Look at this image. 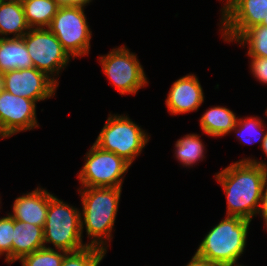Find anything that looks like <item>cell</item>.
<instances>
[{"label": "cell", "mask_w": 267, "mask_h": 266, "mask_svg": "<svg viewBox=\"0 0 267 266\" xmlns=\"http://www.w3.org/2000/svg\"><path fill=\"white\" fill-rule=\"evenodd\" d=\"M43 247V227L14 219L12 262Z\"/></svg>", "instance_id": "obj_15"}, {"label": "cell", "mask_w": 267, "mask_h": 266, "mask_svg": "<svg viewBox=\"0 0 267 266\" xmlns=\"http://www.w3.org/2000/svg\"><path fill=\"white\" fill-rule=\"evenodd\" d=\"M14 231V218L9 214L7 217L0 218V255L6 252L8 263H12V240Z\"/></svg>", "instance_id": "obj_24"}, {"label": "cell", "mask_w": 267, "mask_h": 266, "mask_svg": "<svg viewBox=\"0 0 267 266\" xmlns=\"http://www.w3.org/2000/svg\"><path fill=\"white\" fill-rule=\"evenodd\" d=\"M30 26L27 23L22 2L0 0V34L23 37ZM27 30V31H26Z\"/></svg>", "instance_id": "obj_17"}, {"label": "cell", "mask_w": 267, "mask_h": 266, "mask_svg": "<svg viewBox=\"0 0 267 266\" xmlns=\"http://www.w3.org/2000/svg\"><path fill=\"white\" fill-rule=\"evenodd\" d=\"M48 207L49 193L36 188L33 192L16 198L13 204L14 214L11 216L15 220L44 227Z\"/></svg>", "instance_id": "obj_14"}, {"label": "cell", "mask_w": 267, "mask_h": 266, "mask_svg": "<svg viewBox=\"0 0 267 266\" xmlns=\"http://www.w3.org/2000/svg\"><path fill=\"white\" fill-rule=\"evenodd\" d=\"M251 70L254 76L261 82L267 83V58L251 57Z\"/></svg>", "instance_id": "obj_26"}, {"label": "cell", "mask_w": 267, "mask_h": 266, "mask_svg": "<svg viewBox=\"0 0 267 266\" xmlns=\"http://www.w3.org/2000/svg\"><path fill=\"white\" fill-rule=\"evenodd\" d=\"M22 5L31 29L48 28L61 6L56 0H25Z\"/></svg>", "instance_id": "obj_19"}, {"label": "cell", "mask_w": 267, "mask_h": 266, "mask_svg": "<svg viewBox=\"0 0 267 266\" xmlns=\"http://www.w3.org/2000/svg\"><path fill=\"white\" fill-rule=\"evenodd\" d=\"M203 101V91L198 78L187 75L173 83L166 105L172 114H182L197 110Z\"/></svg>", "instance_id": "obj_13"}, {"label": "cell", "mask_w": 267, "mask_h": 266, "mask_svg": "<svg viewBox=\"0 0 267 266\" xmlns=\"http://www.w3.org/2000/svg\"><path fill=\"white\" fill-rule=\"evenodd\" d=\"M222 23L225 41L237 40L256 25L267 27V0H227Z\"/></svg>", "instance_id": "obj_10"}, {"label": "cell", "mask_w": 267, "mask_h": 266, "mask_svg": "<svg viewBox=\"0 0 267 266\" xmlns=\"http://www.w3.org/2000/svg\"><path fill=\"white\" fill-rule=\"evenodd\" d=\"M36 101L15 96L7 91L0 93V137L38 127Z\"/></svg>", "instance_id": "obj_11"}, {"label": "cell", "mask_w": 267, "mask_h": 266, "mask_svg": "<svg viewBox=\"0 0 267 266\" xmlns=\"http://www.w3.org/2000/svg\"><path fill=\"white\" fill-rule=\"evenodd\" d=\"M5 90V75L0 71V93Z\"/></svg>", "instance_id": "obj_30"}, {"label": "cell", "mask_w": 267, "mask_h": 266, "mask_svg": "<svg viewBox=\"0 0 267 266\" xmlns=\"http://www.w3.org/2000/svg\"><path fill=\"white\" fill-rule=\"evenodd\" d=\"M237 118L226 107H213L207 110L200 119L202 131L210 136H224L236 131Z\"/></svg>", "instance_id": "obj_18"}, {"label": "cell", "mask_w": 267, "mask_h": 266, "mask_svg": "<svg viewBox=\"0 0 267 266\" xmlns=\"http://www.w3.org/2000/svg\"><path fill=\"white\" fill-rule=\"evenodd\" d=\"M4 75L5 91L36 102L50 98L58 86L57 80L34 67L9 71Z\"/></svg>", "instance_id": "obj_12"}, {"label": "cell", "mask_w": 267, "mask_h": 266, "mask_svg": "<svg viewBox=\"0 0 267 266\" xmlns=\"http://www.w3.org/2000/svg\"><path fill=\"white\" fill-rule=\"evenodd\" d=\"M61 6H66V5H78V4H83L86 5L89 3L91 0H56Z\"/></svg>", "instance_id": "obj_29"}, {"label": "cell", "mask_w": 267, "mask_h": 266, "mask_svg": "<svg viewBox=\"0 0 267 266\" xmlns=\"http://www.w3.org/2000/svg\"><path fill=\"white\" fill-rule=\"evenodd\" d=\"M109 116L95 144L115 153L131 165L146 145L148 137L127 116Z\"/></svg>", "instance_id": "obj_5"}, {"label": "cell", "mask_w": 267, "mask_h": 266, "mask_svg": "<svg viewBox=\"0 0 267 266\" xmlns=\"http://www.w3.org/2000/svg\"><path fill=\"white\" fill-rule=\"evenodd\" d=\"M83 4L60 6L48 29L57 37L70 56L88 53L91 31Z\"/></svg>", "instance_id": "obj_6"}, {"label": "cell", "mask_w": 267, "mask_h": 266, "mask_svg": "<svg viewBox=\"0 0 267 266\" xmlns=\"http://www.w3.org/2000/svg\"><path fill=\"white\" fill-rule=\"evenodd\" d=\"M261 142H262L261 147L263 151L265 152V154L267 155V132L266 134L263 135Z\"/></svg>", "instance_id": "obj_31"}, {"label": "cell", "mask_w": 267, "mask_h": 266, "mask_svg": "<svg viewBox=\"0 0 267 266\" xmlns=\"http://www.w3.org/2000/svg\"><path fill=\"white\" fill-rule=\"evenodd\" d=\"M249 44L248 55L250 57H264L267 58V27L263 25H256L246 30L237 40Z\"/></svg>", "instance_id": "obj_21"}, {"label": "cell", "mask_w": 267, "mask_h": 266, "mask_svg": "<svg viewBox=\"0 0 267 266\" xmlns=\"http://www.w3.org/2000/svg\"><path fill=\"white\" fill-rule=\"evenodd\" d=\"M84 188L85 189H83V192L81 193L83 204L82 212L84 218L83 221L81 220V230H83V226L86 225L85 227L88 237H92L93 239L88 246L98 247L106 250V248L103 246L104 241H102V237L110 239V233L114 226L118 211L121 188Z\"/></svg>", "instance_id": "obj_2"}, {"label": "cell", "mask_w": 267, "mask_h": 266, "mask_svg": "<svg viewBox=\"0 0 267 266\" xmlns=\"http://www.w3.org/2000/svg\"><path fill=\"white\" fill-rule=\"evenodd\" d=\"M61 253L45 246L21 257L19 260L23 266H61L67 252L61 250Z\"/></svg>", "instance_id": "obj_23"}, {"label": "cell", "mask_w": 267, "mask_h": 266, "mask_svg": "<svg viewBox=\"0 0 267 266\" xmlns=\"http://www.w3.org/2000/svg\"><path fill=\"white\" fill-rule=\"evenodd\" d=\"M33 62L22 37H0V71L33 68Z\"/></svg>", "instance_id": "obj_16"}, {"label": "cell", "mask_w": 267, "mask_h": 266, "mask_svg": "<svg viewBox=\"0 0 267 266\" xmlns=\"http://www.w3.org/2000/svg\"><path fill=\"white\" fill-rule=\"evenodd\" d=\"M100 58L104 73L122 95L134 94L147 83L143 68L135 54L130 53L125 47L113 49Z\"/></svg>", "instance_id": "obj_9"}, {"label": "cell", "mask_w": 267, "mask_h": 266, "mask_svg": "<svg viewBox=\"0 0 267 266\" xmlns=\"http://www.w3.org/2000/svg\"><path fill=\"white\" fill-rule=\"evenodd\" d=\"M251 220L227 216L205 236L196 254L219 266H233L244 252Z\"/></svg>", "instance_id": "obj_3"}, {"label": "cell", "mask_w": 267, "mask_h": 266, "mask_svg": "<svg viewBox=\"0 0 267 266\" xmlns=\"http://www.w3.org/2000/svg\"><path fill=\"white\" fill-rule=\"evenodd\" d=\"M86 155V163L78 176L82 186L121 188V176L131 166L127 161L95 143Z\"/></svg>", "instance_id": "obj_7"}, {"label": "cell", "mask_w": 267, "mask_h": 266, "mask_svg": "<svg viewBox=\"0 0 267 266\" xmlns=\"http://www.w3.org/2000/svg\"><path fill=\"white\" fill-rule=\"evenodd\" d=\"M13 1H16V2H24L25 0H13Z\"/></svg>", "instance_id": "obj_32"}, {"label": "cell", "mask_w": 267, "mask_h": 266, "mask_svg": "<svg viewBox=\"0 0 267 266\" xmlns=\"http://www.w3.org/2000/svg\"><path fill=\"white\" fill-rule=\"evenodd\" d=\"M80 211L60 201L49 193V207L43 227L44 244L52 243L58 250L79 251L82 244Z\"/></svg>", "instance_id": "obj_4"}, {"label": "cell", "mask_w": 267, "mask_h": 266, "mask_svg": "<svg viewBox=\"0 0 267 266\" xmlns=\"http://www.w3.org/2000/svg\"><path fill=\"white\" fill-rule=\"evenodd\" d=\"M267 175L265 177L264 183H263V187H262V193H261V201H260V206L258 209L257 213H262V216L265 220V224L267 226ZM266 187V189H265ZM265 189V192H264Z\"/></svg>", "instance_id": "obj_27"}, {"label": "cell", "mask_w": 267, "mask_h": 266, "mask_svg": "<svg viewBox=\"0 0 267 266\" xmlns=\"http://www.w3.org/2000/svg\"><path fill=\"white\" fill-rule=\"evenodd\" d=\"M186 266H219L208 259L198 256L196 253Z\"/></svg>", "instance_id": "obj_28"}, {"label": "cell", "mask_w": 267, "mask_h": 266, "mask_svg": "<svg viewBox=\"0 0 267 266\" xmlns=\"http://www.w3.org/2000/svg\"><path fill=\"white\" fill-rule=\"evenodd\" d=\"M34 68L49 74H57L67 65L70 55L57 37L45 28L30 29L23 37Z\"/></svg>", "instance_id": "obj_8"}, {"label": "cell", "mask_w": 267, "mask_h": 266, "mask_svg": "<svg viewBox=\"0 0 267 266\" xmlns=\"http://www.w3.org/2000/svg\"><path fill=\"white\" fill-rule=\"evenodd\" d=\"M266 175V163L243 159L231 164L215 176L226 193L227 216L252 219L260 206Z\"/></svg>", "instance_id": "obj_1"}, {"label": "cell", "mask_w": 267, "mask_h": 266, "mask_svg": "<svg viewBox=\"0 0 267 266\" xmlns=\"http://www.w3.org/2000/svg\"><path fill=\"white\" fill-rule=\"evenodd\" d=\"M262 121L257 119L256 117L253 118H246L245 120L244 119H239L237 120V123H236V127L235 128H239L237 129V133L238 134V137L240 139H242V141L245 142V144H250V143H253V138H255V141H256V137H257V140L259 141L260 138H261V135L259 133V131L262 129ZM261 128V129H260ZM258 129V130H257ZM247 133L249 134L248 136H246V138L244 137V133ZM259 134V136H257ZM249 137V139H248ZM250 137L252 138L250 140ZM254 141V143H255Z\"/></svg>", "instance_id": "obj_25"}, {"label": "cell", "mask_w": 267, "mask_h": 266, "mask_svg": "<svg viewBox=\"0 0 267 266\" xmlns=\"http://www.w3.org/2000/svg\"><path fill=\"white\" fill-rule=\"evenodd\" d=\"M176 157L185 166H191L203 158L204 146L196 134L179 139L176 144Z\"/></svg>", "instance_id": "obj_20"}, {"label": "cell", "mask_w": 267, "mask_h": 266, "mask_svg": "<svg viewBox=\"0 0 267 266\" xmlns=\"http://www.w3.org/2000/svg\"><path fill=\"white\" fill-rule=\"evenodd\" d=\"M105 254V249L86 246L79 251L67 252L61 266H98Z\"/></svg>", "instance_id": "obj_22"}]
</instances>
